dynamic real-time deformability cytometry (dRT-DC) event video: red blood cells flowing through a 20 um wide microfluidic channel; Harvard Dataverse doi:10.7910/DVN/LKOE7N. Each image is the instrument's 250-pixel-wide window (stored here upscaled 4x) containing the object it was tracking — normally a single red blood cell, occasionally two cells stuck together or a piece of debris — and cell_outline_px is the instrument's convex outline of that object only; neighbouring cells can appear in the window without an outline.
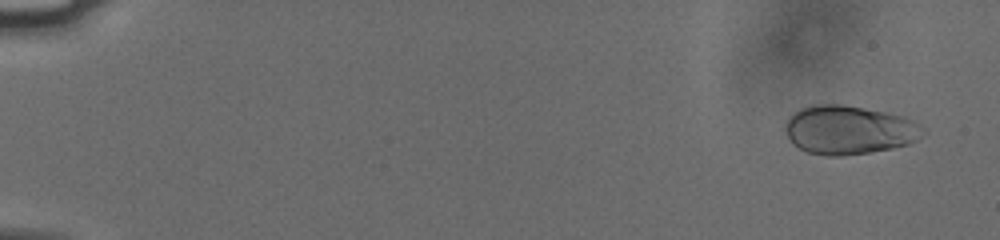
{"species": "human", "species_latin": "Homo sapiens", "temperature_condition": "cold", "stored_images_in_passage": 56, "camera_frame_rate_fps": 3000, "um_per_image_px": 0.085, "donor": {"sex": "male"}, "frame": {"image": 1, "passage_image": 3, "time_ms": 0.667, "image_size_px": [1000, 240], "cell_outline_px": [[924, 132], [916, 140], [908, 144], [892, 148], [872, 152], [840, 156], [828, 156], [808, 152], [792, 144], [784, 132], [784, 128], [788, 116], [800, 108], [812, 104], [840, 104], [888, 112], [904, 116], [920, 124], [924, 128]], "centroid_in_image_um": [72.13, 11.04], "position_along_channel_um": 12.9, "area_um2": 39.48}}
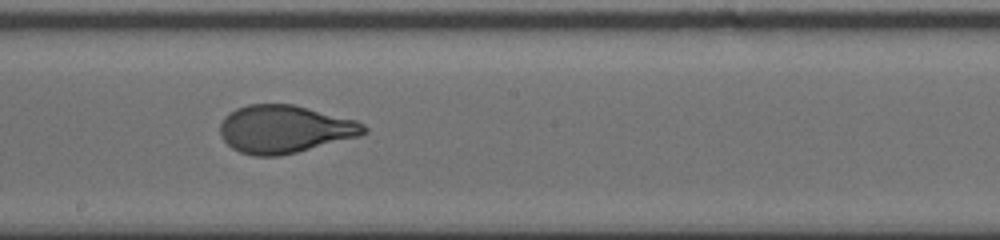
{"frame": {"image": 2, "passage_image": 33, "time_ms": 10.667, "image_size_px": [1000, 240], "cell_outline_px": [[368, 132], [360, 136], [280, 156], [256, 156], [240, 152], [232, 148], [224, 140], [220, 132], [220, 124], [224, 116], [228, 112], [236, 108], [248, 104], [292, 104], [356, 120], [364, 124], [368, 128]], "centroid_in_image_um": [24.19, 10.97], "position_along_channel_um": 224.0, "area_um2": 40.06}}
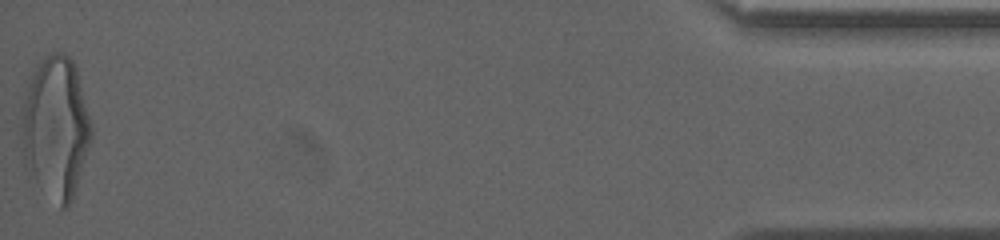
{"frame": {"image": 3, "passage_image": 56, "time_ms": 18.333, "image_size_px": [1000, 240], "cell_outline_px": [[92, 136], [72, 200], [68, 208], [60, 208], [24, 168], [20, 128], [20, 108], [32, 72], [36, 64], [52, 52], [64, 52], [72, 60], [76, 68], [92, 124]], "centroid_in_image_um": [4.7, 10.83], "position_along_channel_um": 430.5, "area_um2": 58.2}, "authors_computed_cell_mechanics": {"area_um2": 39.5063, "velocity_mm_per_s": 3.7729, "shape_relaxation_time_tau1_ms": 3.5884, "shape_relaxation_time_tau2_ms": null, "deformation_change_tau1": 0.1856, "deformation_change_tau2": null}}